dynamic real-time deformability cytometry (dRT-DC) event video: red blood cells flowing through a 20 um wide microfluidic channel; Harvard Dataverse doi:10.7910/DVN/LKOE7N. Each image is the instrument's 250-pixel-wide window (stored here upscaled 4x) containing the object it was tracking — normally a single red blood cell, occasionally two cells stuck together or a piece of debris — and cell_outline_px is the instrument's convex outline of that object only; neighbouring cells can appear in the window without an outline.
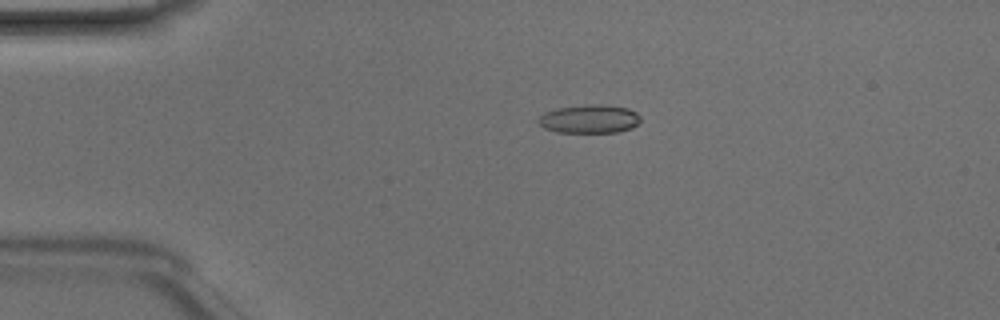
{"species": "Egyptian fruit bat (a non-hibernating species)", "species_latin": "Rousettus aegyptiacus", "temperature_condition": "room temperature", "stored_images_in_passage": 49, "camera_frame_rate_fps": 3000, "um_per_image_px": 0.085, "animal": {"sex": "male"}, "frame": {"image": 1, "passage_image": 11, "time_ms": 3.333, "image_size_px": [1000, 320], "cell_outline_px": [[640, 120], [632, 128], [616, 132], [556, 132], [544, 128], [536, 120], [544, 112], [556, 108], [584, 104], [604, 104], [628, 108], [636, 112], [640, 116]], "centroid_in_image_um": [50.08, 10.09], "position_along_channel_um": 34.9, "area_um2": 17.11}}
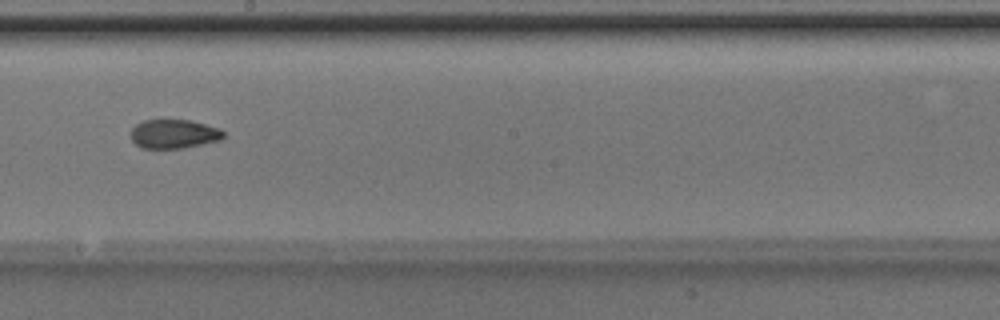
{"frame": {"image": 2, "passage_image": 28, "time_ms": 9.0, "image_size_px": [1000, 320], "cell_outline_px": [[224, 136], [220, 140], [184, 148], [140, 148], [132, 140], [132, 128], [136, 124], [144, 120], [192, 120], [220, 128], [224, 132]], "centroid_in_image_um": [14.8, 11.38], "position_along_channel_um": 233.4, "area_um2": 15.66}}
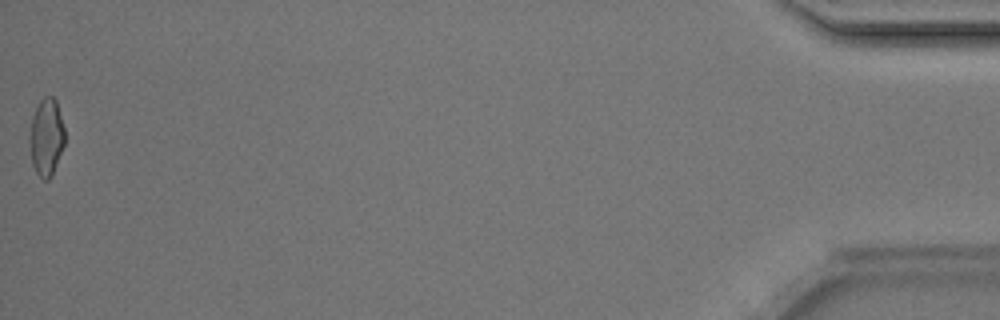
{"frame": {"image": 3, "passage_image": 49, "time_ms": 16.0, "image_size_px": [1000, 320], "cell_outline_px": [[64, 144], [52, 176], [48, 180], [44, 180], [36, 172], [32, 164], [28, 140], [32, 116], [40, 100], [44, 96], [52, 96], [56, 100], [64, 128]], "centroid_in_image_um": [3.92, 11.66], "position_along_channel_um": 431.3, "area_um2": 15.9}, "authors_computed_cell_mechanics": {"area_um2": 16.473, "velocity_mm_per_s": 4.233, "shape_relaxation_time_tau1_ms": 10.1713, "shape_relaxation_time_tau2_ms": 2.2829, "deformation_change_tau1": 0.1989, "deformation_change_tau2": 0.0816}}